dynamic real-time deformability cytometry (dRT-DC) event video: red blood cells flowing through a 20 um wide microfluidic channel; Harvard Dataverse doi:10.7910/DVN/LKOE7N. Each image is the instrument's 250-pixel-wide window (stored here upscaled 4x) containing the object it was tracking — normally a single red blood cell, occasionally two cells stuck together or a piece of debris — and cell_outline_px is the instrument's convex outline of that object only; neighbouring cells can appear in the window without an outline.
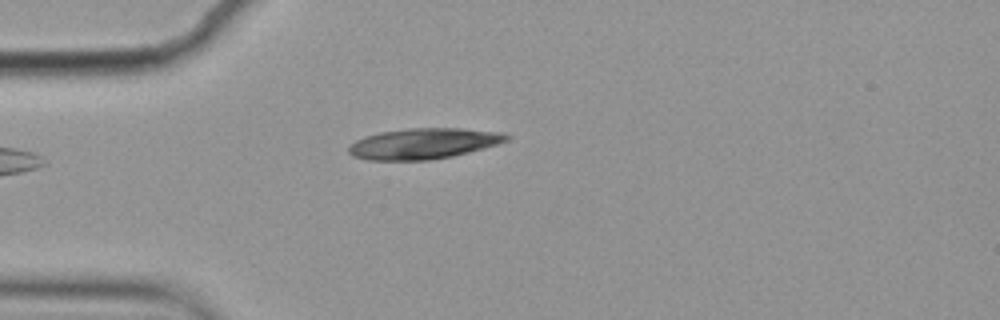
{"species": "common noctule bat (a hibernating species)", "species_latin": "Nyctalus noctula", "temperature_condition": "cold", "stored_images_in_passage": 2, "camera_frame_rate_fps": 3000, "um_per_image_px": 0.085, "animal": {"sex": "female", "body_mass_g": 19.9}, "frame": {"image": 1, "passage_image": 1, "time_ms": 0.0, "image_size_px": [1000, 320], "cell_outline_px": [[512, 136], [508, 140], [484, 148], [452, 156], [428, 160], [368, 160], [352, 156], [348, 152], [348, 148], [356, 140], [364, 136], [380, 132], [408, 128], [460, 128], [504, 132]], "centroid_in_image_um": [36.01, 12.2], "position_along_channel_um": 49.0, "area_um2": 28.32}}